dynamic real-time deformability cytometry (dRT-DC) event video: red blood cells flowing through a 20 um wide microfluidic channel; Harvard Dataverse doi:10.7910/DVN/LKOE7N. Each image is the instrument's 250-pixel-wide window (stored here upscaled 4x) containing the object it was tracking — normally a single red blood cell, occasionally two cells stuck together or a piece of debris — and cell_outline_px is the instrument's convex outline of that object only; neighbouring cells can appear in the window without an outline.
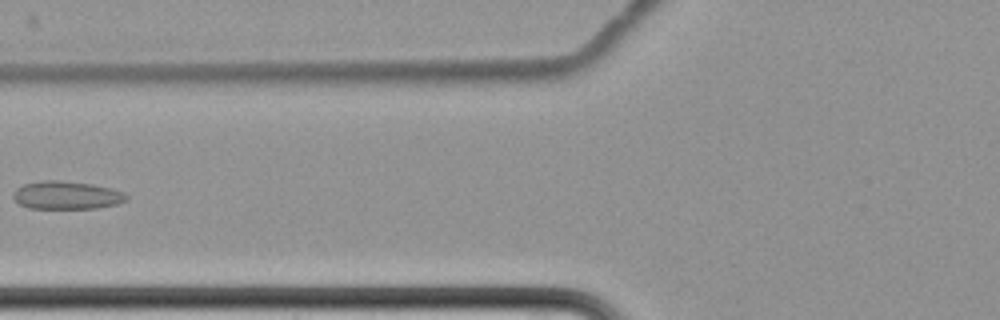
{"species": "common noctule bat (a hibernating species)", "species_latin": "Nyctalus noctula", "temperature_condition": "cold", "stored_images_in_passage": 7, "camera_frame_rate_fps": 3000, "um_per_image_px": 0.085, "animal": {"sex": "female", "body_mass_g": 22.7, "forearm_length_mm": 54.2}, "frame": {"image": 1, "passage_image": 7, "time_ms": 7.0, "image_size_px": [1000, 320], "cell_outline_px": [[128, 200], [116, 204], [96, 208], [28, 208], [20, 204], [12, 196], [16, 188], [24, 184], [44, 180], [60, 180], [92, 184], [124, 192], [128, 196]], "centroid_in_image_um": [5.66, 16.59], "position_along_channel_um": 120.1, "area_um2": 18.38}}